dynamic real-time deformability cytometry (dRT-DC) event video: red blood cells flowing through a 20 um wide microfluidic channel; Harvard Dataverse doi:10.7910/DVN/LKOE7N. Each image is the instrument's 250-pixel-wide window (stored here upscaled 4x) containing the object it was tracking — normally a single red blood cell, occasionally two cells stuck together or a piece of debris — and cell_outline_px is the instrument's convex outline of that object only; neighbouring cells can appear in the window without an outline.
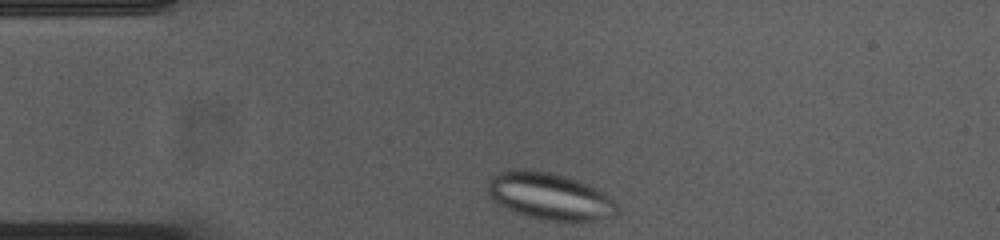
{"species": "common noctule bat (a hibernating species)", "species_latin": "Nyctalus noctula", "temperature_condition": "cold", "stored_images_in_passage": 33, "camera_frame_rate_fps": 3000, "um_per_image_px": 0.085, "animal": {"sex": "female", "body_mass_g": 23.0, "forearm_length_mm": 53.4}, "frame": {"image": 1, "passage_image": 1, "time_ms": 0.0, "image_size_px": [1000, 240], "cell_outline_px": [[620, 212], [616, 216], [572, 224], [544, 220], [528, 216], [516, 212], [492, 200], [488, 192], [488, 184], [492, 176], [500, 172], [512, 168], [528, 168], [552, 172], [588, 184], [596, 188], [616, 200], [620, 208]], "centroid_in_image_um": [46.79, 16.7], "position_along_channel_um": 38.2, "area_um2": 36.3}}
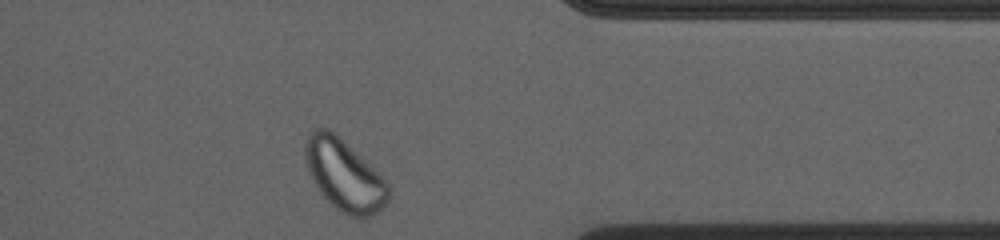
{"frame": {"image": 2, "passage_image": 33, "time_ms": 10.667, "image_size_px": [1000, 240], "cell_outline_px": [[392, 196], [380, 212], [372, 216], [348, 216], [340, 212], [324, 196], [316, 184], [308, 168], [304, 156], [304, 144], [308, 136], [316, 128], [328, 128], [340, 136], [392, 188]], "centroid_in_image_um": [29.3, 14.9], "position_along_channel_um": 382.1, "area_um2": 34.22}}